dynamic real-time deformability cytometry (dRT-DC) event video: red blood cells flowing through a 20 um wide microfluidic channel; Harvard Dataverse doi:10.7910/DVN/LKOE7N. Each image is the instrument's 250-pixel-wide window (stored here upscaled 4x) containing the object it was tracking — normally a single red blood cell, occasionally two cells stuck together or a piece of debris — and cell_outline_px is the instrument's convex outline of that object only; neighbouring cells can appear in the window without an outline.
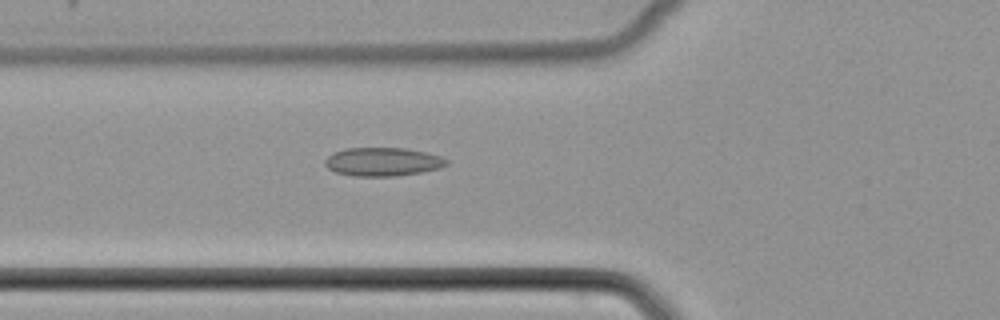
{"species": "common noctule bat (a hibernating species)", "species_latin": "Nyctalus noctula", "temperature_condition": "cold", "stored_images_in_passage": 46, "camera_frame_rate_fps": 3000, "um_per_image_px": 0.085, "animal": {"sex": "female", "body_mass_g": 22.7, "forearm_length_mm": 54.2}, "frame": {"image": 1, "passage_image": 13, "time_ms": 4.0, "image_size_px": [1000, 320], "cell_outline_px": [[448, 164], [440, 168], [420, 172], [396, 176], [352, 176], [336, 172], [328, 168], [324, 164], [324, 160], [332, 152], [344, 148], [404, 148], [424, 152], [440, 156], [448, 160]], "centroid_in_image_um": [32.5, 13.75], "position_along_channel_um": 93.3, "area_um2": 20.23}}
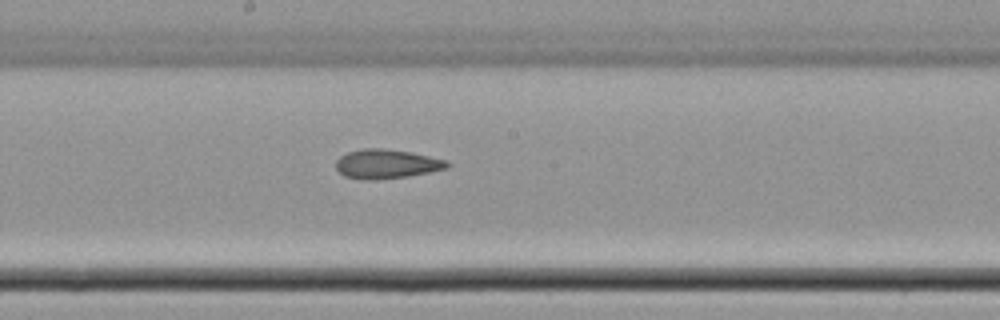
{"frame": {"image": 2, "passage_image": 22, "time_ms": 7.0, "image_size_px": [1000, 320], "cell_outline_px": [[452, 164], [448, 168], [408, 176], [376, 180], [368, 180], [344, 176], [336, 168], [336, 160], [340, 156], [348, 152], [364, 148], [384, 148], [412, 152], [448, 160]], "centroid_in_image_um": [32.89, 13.93], "position_along_channel_um": 215.3, "area_um2": 19.07}}
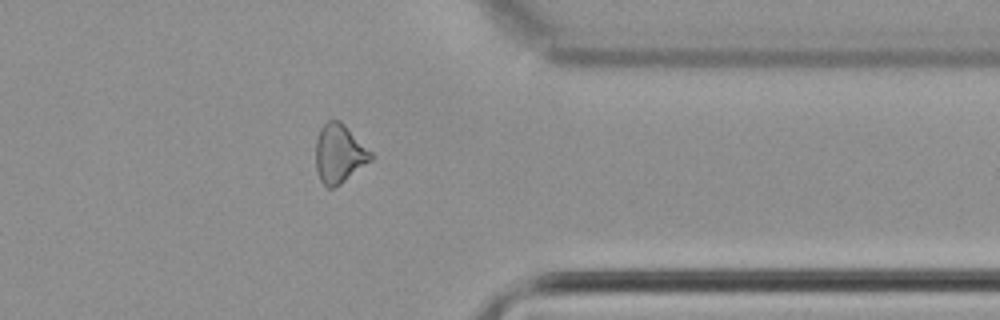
{"frame": {"image": 3, "passage_image": 35, "time_ms": 11.333, "image_size_px": [1000, 320], "cell_outline_px": [[376, 156], [372, 160], [340, 184], [332, 188], [328, 188], [320, 180], [316, 168], [316, 140], [320, 128], [328, 120], [340, 120]], "centroid_in_image_um": [28.84, 13.05], "position_along_channel_um": 382.6, "area_um2": 18.84}}